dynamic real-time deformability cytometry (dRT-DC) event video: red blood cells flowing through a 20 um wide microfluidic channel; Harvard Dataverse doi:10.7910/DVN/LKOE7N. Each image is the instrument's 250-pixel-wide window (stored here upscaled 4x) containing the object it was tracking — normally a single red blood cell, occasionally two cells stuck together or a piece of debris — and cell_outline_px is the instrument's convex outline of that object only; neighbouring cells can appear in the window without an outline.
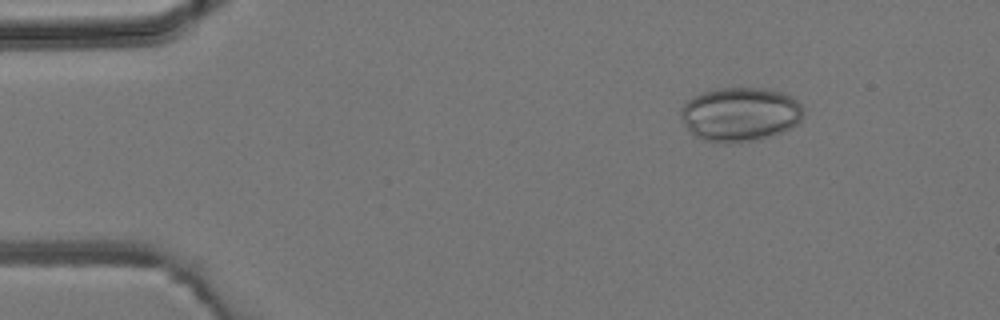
{"species": "common noctule bat (a hibernating species)", "species_latin": "Nyctalus noctula", "temperature_condition": "room temperature", "stored_images_in_passage": 4, "camera_frame_rate_fps": 3000, "um_per_image_px": 0.085, "animal": {"sex": "male", "body_mass_g": 19.2, "forearm_length_mm": 51.8}, "frame": {"image": 1, "passage_image": 2, "time_ms": 1.0, "image_size_px": [1000, 320], "cell_outline_px": [[804, 116], [796, 124], [772, 136], [756, 140], [728, 144], [704, 140], [696, 136], [684, 124], [680, 116], [680, 108], [692, 96], [700, 92], [716, 88], [764, 88], [780, 92], [792, 96], [800, 104], [804, 112]], "centroid_in_image_um": [62.89, 9.71], "position_along_channel_um": 22.1, "area_um2": 38.84}}